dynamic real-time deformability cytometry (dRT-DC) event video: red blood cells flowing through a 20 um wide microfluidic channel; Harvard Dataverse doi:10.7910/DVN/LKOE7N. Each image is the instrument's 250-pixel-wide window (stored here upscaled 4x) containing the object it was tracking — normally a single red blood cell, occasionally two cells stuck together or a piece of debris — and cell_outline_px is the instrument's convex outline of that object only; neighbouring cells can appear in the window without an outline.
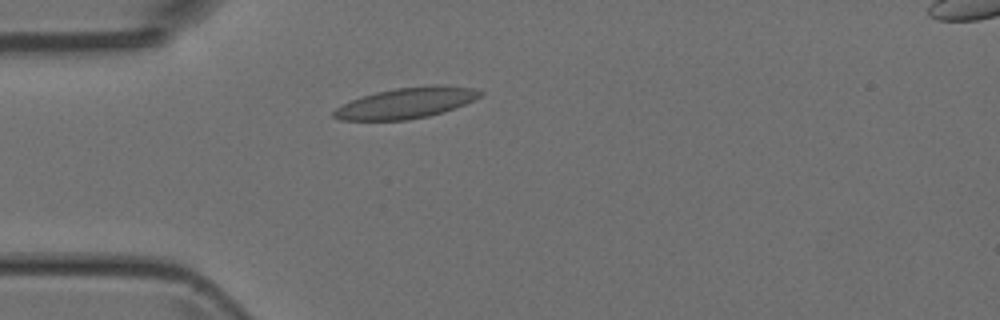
{"species": "Egyptian fruit bat (a non-hibernating species)", "species_latin": "Rousettus aegyptiacus", "temperature_condition": "room temperature", "stored_images_in_passage": 3, "camera_frame_rate_fps": 3000, "um_per_image_px": 0.085, "animal": {"sex": "female"}, "frame": {"image": 1, "passage_image": 3, "time_ms": 3.0, "image_size_px": [1000, 320], "cell_outline_px": [[484, 92], [480, 96], [464, 104], [444, 112], [428, 116], [408, 120], [340, 120], [332, 116], [332, 112], [336, 108], [352, 100], [376, 92], [396, 88], [436, 84], [476, 88]], "centroid_in_image_um": [34.55, 8.75], "position_along_channel_um": 50.5, "area_um2": 26.13}}